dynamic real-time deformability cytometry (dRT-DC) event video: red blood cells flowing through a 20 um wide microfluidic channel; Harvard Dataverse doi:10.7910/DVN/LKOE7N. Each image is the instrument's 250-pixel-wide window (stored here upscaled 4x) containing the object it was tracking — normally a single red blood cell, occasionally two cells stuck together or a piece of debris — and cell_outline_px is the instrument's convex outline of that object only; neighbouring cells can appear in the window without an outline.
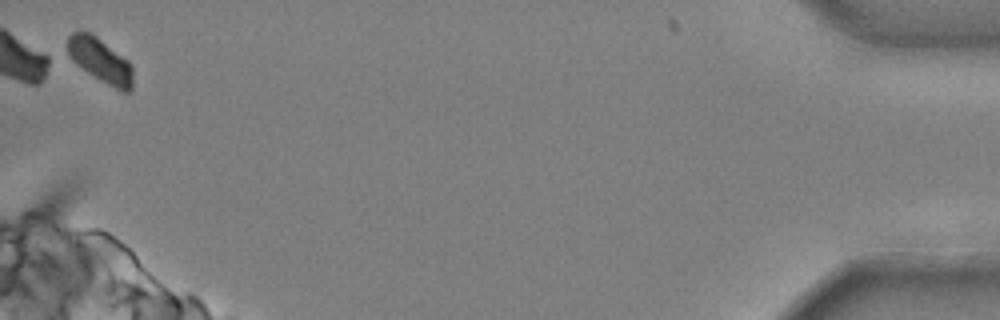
{"species": "common noctule bat (a hibernating species)", "species_latin": "Nyctalus noctula", "temperature_condition": "cold", "stored_images_in_passage": 38, "camera_frame_rate_fps": 3000, "um_per_image_px": 0.085, "animal": {"sex": "male", "body_mass_g": 20.4}, "frame": {"image": 1, "passage_image": 38, "time_ms": 12.333, "image_size_px": [1000, 320], "cell_outline_px": [[132, 88], [128, 92], [120, 92], [100, 80], [64, 56], [68, 36], [72, 32], [88, 32], [96, 36], [128, 60], [132, 68]], "centroid_in_image_um": [8.47, 5.13], "position_along_channel_um": 426.7, "area_um2": 17.11}, "authors_computed_cell_mechanics": {"area_um2": 19.7387, "velocity_mm_per_s": 3.698, "shape_relaxation_time_tau1_ms": 6.1163, "shape_relaxation_time_tau2_ms": null, "deformation_change_tau1": 0.1216, "deformation_change_tau2": null}}